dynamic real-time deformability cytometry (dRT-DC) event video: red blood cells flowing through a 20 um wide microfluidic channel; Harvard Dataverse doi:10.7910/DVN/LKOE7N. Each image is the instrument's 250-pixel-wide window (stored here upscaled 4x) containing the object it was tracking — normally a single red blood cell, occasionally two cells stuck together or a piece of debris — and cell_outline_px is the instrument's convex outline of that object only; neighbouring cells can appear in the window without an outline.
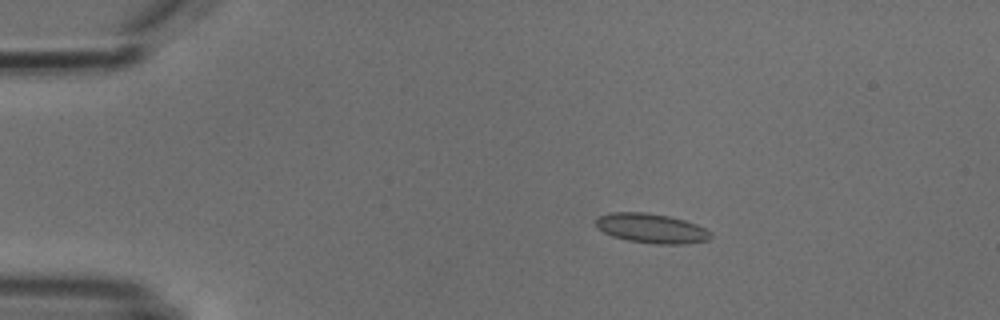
{"species": "common noctule bat (a hibernating species)", "species_latin": "Nyctalus noctula", "temperature_condition": "cold", "stored_images_in_passage": 6, "camera_frame_rate_fps": 3000, "um_per_image_px": 0.085, "animal": {"sex": "male", "body_mass_g": 18.8}, "frame": {"image": 1, "passage_image": 3, "time_ms": 2.333, "image_size_px": [1000, 320], "cell_outline_px": [[712, 236], [708, 240], [688, 244], [656, 244], [628, 240], [612, 236], [596, 228], [596, 220], [600, 216], [612, 212], [648, 212], [668, 216], [684, 220], [696, 224], [712, 232]], "centroid_in_image_um": [55.39, 19.41], "position_along_channel_um": 29.6, "area_um2": 19.83}}
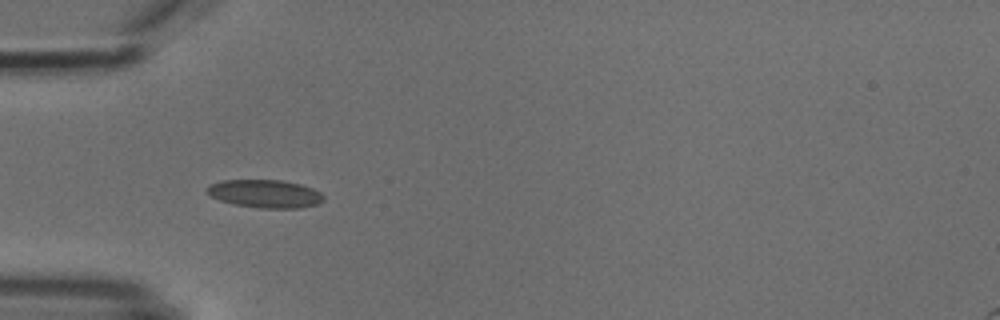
{"frame": {"image": 2, "passage_image": 5, "time_ms": 4.667, "image_size_px": [1000, 320], "cell_outline_px": [[324, 200], [316, 204], [300, 208], [260, 208], [232, 204], [220, 200], [212, 196], [204, 188], [220, 180], [280, 180], [300, 184], [312, 188], [320, 192], [324, 196]], "centroid_in_image_um": [22.53, 16.47], "position_along_channel_um": 62.5, "area_um2": 19.02}}
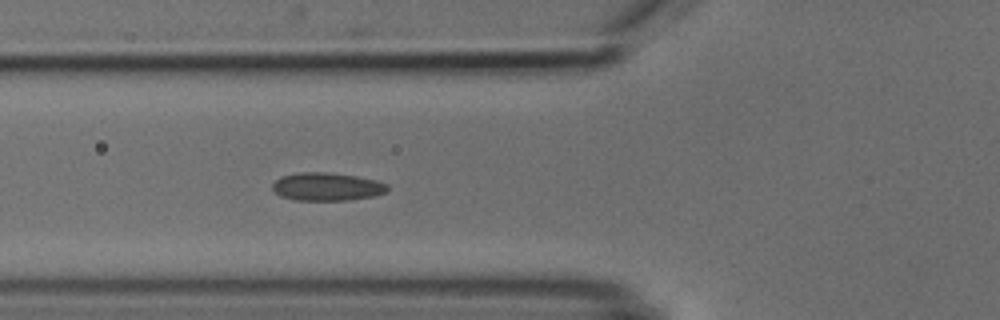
{"frame": {"image": 3, "passage_image": 6, "time_ms": 5.667, "image_size_px": [1000, 320], "cell_outline_px": [[388, 192], [372, 196], [348, 200], [296, 200], [280, 196], [272, 188], [272, 184], [276, 180], [284, 176], [300, 172], [328, 172], [356, 176], [376, 180], [388, 184]], "centroid_in_image_um": [27.81, 15.87], "position_along_channel_um": 98.0, "area_um2": 18.73}}